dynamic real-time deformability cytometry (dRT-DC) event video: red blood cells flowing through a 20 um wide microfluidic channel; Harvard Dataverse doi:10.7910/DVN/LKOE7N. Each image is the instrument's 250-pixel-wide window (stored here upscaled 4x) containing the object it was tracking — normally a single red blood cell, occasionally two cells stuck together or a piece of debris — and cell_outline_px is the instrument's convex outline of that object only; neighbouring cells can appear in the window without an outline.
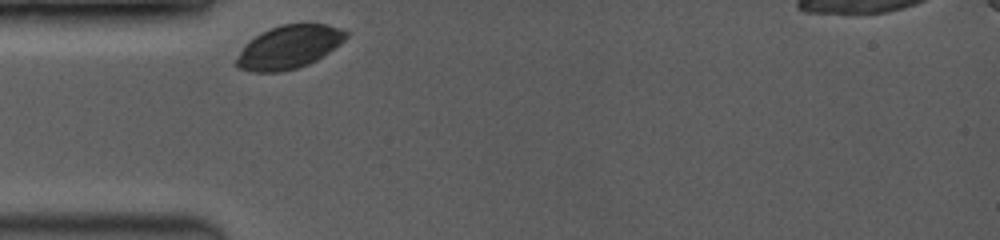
{"species": "common noctule bat (a hibernating species)", "species_latin": "Nyctalus noctula", "temperature_condition": "room temperature", "stored_images_in_passage": 20, "camera_frame_rate_fps": 3500, "um_per_image_px": 0.085, "animal": {"sex": "female", "body_mass_g": 19.0, "forearm_length_mm": 53.3}, "frame": {"image": 1, "passage_image": 1, "time_ms": 0.0, "image_size_px": [1000, 240], "cell_outline_px": [[348, 36], [340, 44], [316, 60], [308, 64], [296, 68], [280, 72], [252, 72], [240, 68], [236, 64], [236, 60], [244, 44], [248, 40], [260, 32], [280, 24], [328, 24], [344, 28], [348, 32]], "centroid_in_image_um": [24.57, 3.98], "position_along_channel_um": 60.4, "area_um2": 27.69}}
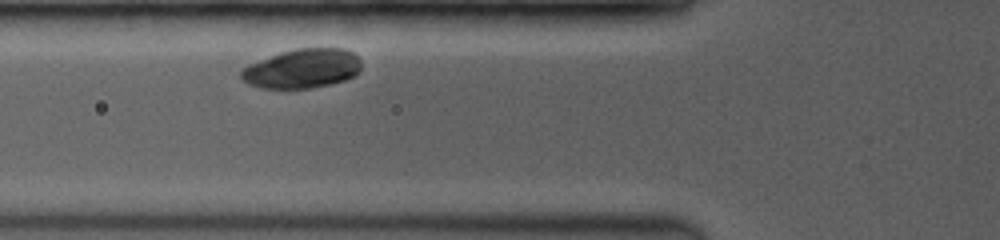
{"frame": {"image": 2, "passage_image": 6, "time_ms": 1.143, "image_size_px": [1000, 240], "cell_outline_px": [[360, 72], [356, 76], [332, 84], [312, 88], [260, 88], [248, 84], [240, 76], [240, 72], [248, 64], [280, 52], [296, 48], [344, 48], [352, 52], [360, 60]], "centroid_in_image_um": [25.71, 5.83], "position_along_channel_um": 100.1, "area_um2": 27.69}}
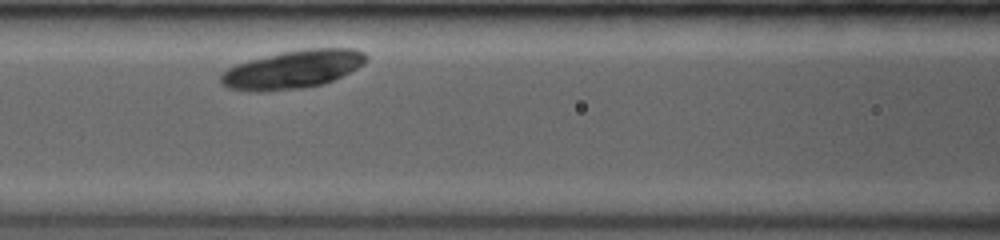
{"frame": {"image": 3, "passage_image": 11, "time_ms": 2.286, "image_size_px": [1000, 240], "cell_outline_px": [[368, 60], [364, 64], [324, 84], [300, 88], [260, 92], [256, 92], [228, 88], [220, 80], [220, 76], [228, 68], [236, 64], [248, 60], [284, 52], [304, 48], [352, 48], [364, 52], [368, 56]], "centroid_in_image_um": [24.9, 5.89], "position_along_channel_um": 141.7, "area_um2": 32.14}}